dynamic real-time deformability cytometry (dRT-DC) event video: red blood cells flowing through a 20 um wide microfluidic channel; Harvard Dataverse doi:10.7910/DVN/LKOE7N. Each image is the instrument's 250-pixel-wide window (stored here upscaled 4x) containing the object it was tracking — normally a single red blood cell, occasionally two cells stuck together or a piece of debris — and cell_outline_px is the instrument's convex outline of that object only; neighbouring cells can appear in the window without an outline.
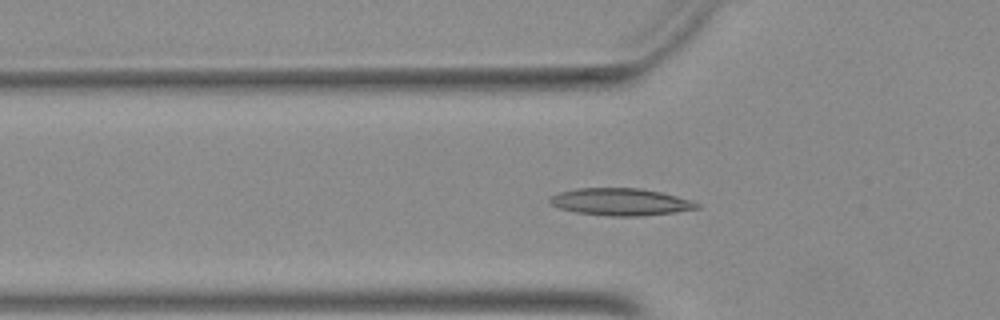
{"species": "Egyptian fruit bat (a non-hibernating species)", "species_latin": "Rousettus aegyptiacus", "temperature_condition": "warm", "stored_images_in_passage": 51, "camera_frame_rate_fps": 3000, "um_per_image_px": 0.085, "animal": {"sex": "female"}, "frame": {"image": 1, "passage_image": 17, "time_ms": 5.333, "image_size_px": [1000, 320], "cell_outline_px": [[700, 208], [672, 212], [640, 216], [612, 216], [576, 212], [560, 208], [552, 204], [548, 200], [552, 196], [560, 192], [576, 188], [640, 188], [660, 192], [692, 200], [700, 204]], "centroid_in_image_um": [52.76, 17.15], "position_along_channel_um": 73.0, "area_um2": 23.06}}
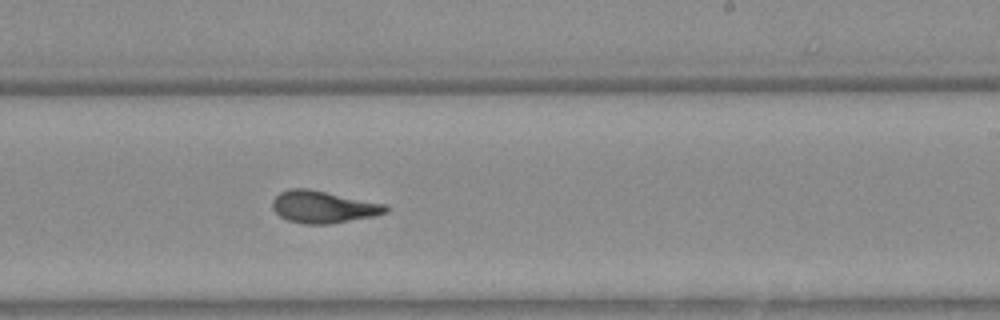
{"frame": {"image": 2, "passage_image": 31, "time_ms": 10.0, "image_size_px": [1000, 320], "cell_outline_px": [[388, 212], [372, 216], [332, 224], [304, 224], [288, 220], [280, 216], [272, 208], [272, 200], [280, 192], [288, 188], [308, 188], [384, 204], [388, 208]], "centroid_in_image_um": [27.43, 17.59], "position_along_channel_um": 261.6, "area_um2": 21.1}}
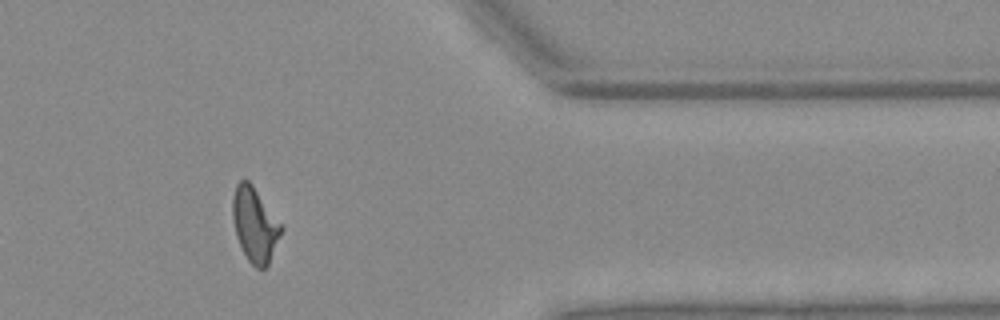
{"frame": {"image": 3, "passage_image": 42, "time_ms": 13.667, "image_size_px": [1000, 320], "cell_outline_px": [[284, 228], [268, 264], [264, 268], [256, 268], [248, 260], [236, 236], [232, 216], [232, 196], [236, 184], [240, 180], [248, 180], [252, 184]], "centroid_in_image_um": [21.65, 19.08], "position_along_channel_um": 389.8, "area_um2": 20.87}}